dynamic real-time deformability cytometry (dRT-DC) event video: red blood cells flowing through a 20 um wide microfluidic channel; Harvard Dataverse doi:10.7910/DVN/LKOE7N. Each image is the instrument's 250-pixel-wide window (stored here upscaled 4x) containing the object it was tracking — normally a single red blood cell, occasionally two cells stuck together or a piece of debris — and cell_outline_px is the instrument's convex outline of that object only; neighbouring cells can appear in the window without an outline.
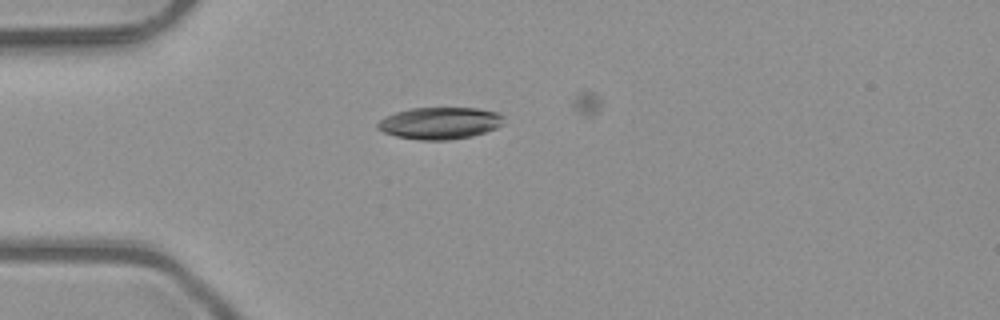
{"species": "common noctule bat (a hibernating species)", "species_latin": "Nyctalus noctula", "temperature_condition": "room temperature", "stored_images_in_passage": 5, "camera_frame_rate_fps": 3000, "um_per_image_px": 0.085, "animal": {"sex": "male", "body_mass_g": 23.1, "forearm_length_mm": 52.7}, "frame": {"image": 1, "passage_image": 4, "time_ms": 1.0, "image_size_px": [1000, 320], "cell_outline_px": [[504, 124], [496, 128], [472, 136], [448, 140], [420, 140], [396, 136], [384, 132], [376, 128], [376, 124], [384, 116], [396, 112], [412, 108], [476, 108], [500, 112], [504, 116]], "centroid_in_image_um": [37.4, 10.46], "position_along_channel_um": 47.6, "area_um2": 23.64}}